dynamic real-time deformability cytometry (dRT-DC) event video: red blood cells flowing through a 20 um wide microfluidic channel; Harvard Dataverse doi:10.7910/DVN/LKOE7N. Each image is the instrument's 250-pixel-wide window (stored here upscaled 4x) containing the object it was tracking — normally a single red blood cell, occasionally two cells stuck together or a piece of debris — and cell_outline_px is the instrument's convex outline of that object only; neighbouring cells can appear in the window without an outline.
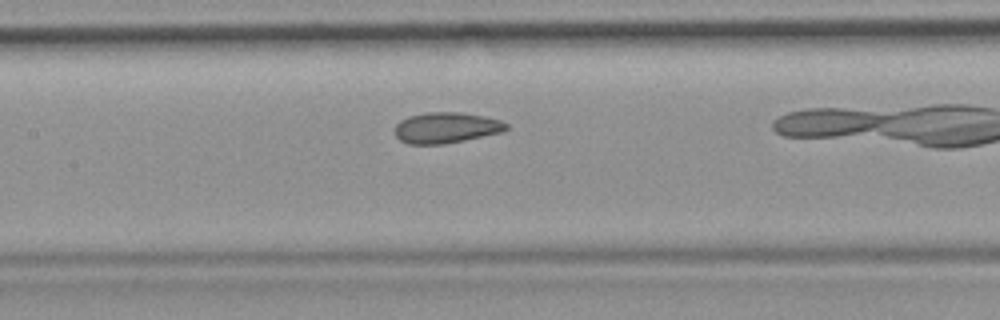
{"species": "common noctule bat (a hibernating species)", "species_latin": "Nyctalus noctula", "temperature_condition": "room temperature", "stored_images_in_passage": 20, "camera_frame_rate_fps": 3000, "um_per_image_px": 0.085, "animal": {"sex": "female", "body_mass_g": 19.9}, "frame": {"image": 1, "passage_image": 4, "time_ms": 1.0, "image_size_px": [1000, 320], "cell_outline_px": [[508, 128], [500, 132], [464, 140], [444, 144], [408, 144], [400, 140], [396, 136], [392, 128], [400, 120], [408, 116], [428, 112], [460, 112], [484, 116], [500, 120], [508, 124]], "centroid_in_image_um": [37.87, 10.85], "position_along_channel_um": 169.5, "area_um2": 20.06}}